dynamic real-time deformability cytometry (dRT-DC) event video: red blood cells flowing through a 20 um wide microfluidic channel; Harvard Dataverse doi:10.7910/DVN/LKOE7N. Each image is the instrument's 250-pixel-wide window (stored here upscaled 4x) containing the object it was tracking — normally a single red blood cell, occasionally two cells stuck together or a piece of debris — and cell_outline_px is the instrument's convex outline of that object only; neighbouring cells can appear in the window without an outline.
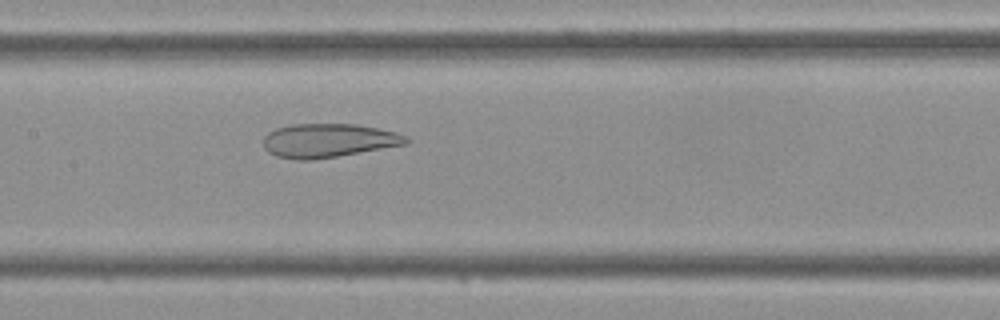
{"species": "Egyptian fruit bat (a non-hibernating species)", "species_latin": "Rousettus aegyptiacus", "temperature_condition": "cold", "stored_images_in_passage": 33, "camera_frame_rate_fps": 3000, "um_per_image_px": 0.085, "frame": {"image": 1, "passage_image": 14, "time_ms": 4.333, "image_size_px": [1000, 320], "cell_outline_px": [[412, 140], [408, 144], [336, 156], [308, 160], [300, 160], [276, 156], [268, 152], [264, 148], [264, 136], [268, 132], [276, 128], [292, 124], [356, 124], [396, 132], [408, 136]], "centroid_in_image_um": [27.93, 11.94], "position_along_channel_um": 179.5, "area_um2": 28.09}}
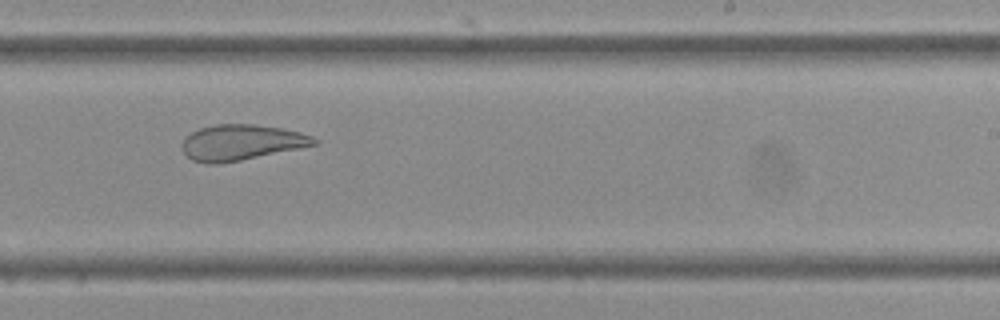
{"frame": {"image": 2, "passage_image": 20, "time_ms": 6.333, "image_size_px": [1000, 320], "cell_outline_px": [[320, 144], [220, 164], [208, 164], [192, 160], [180, 148], [180, 144], [192, 132], [200, 128], [216, 124], [252, 124], [280, 128], [300, 132], [312, 136], [320, 140]], "centroid_in_image_um": [20.52, 12.11], "position_along_channel_um": 268.5, "area_um2": 27.4}}
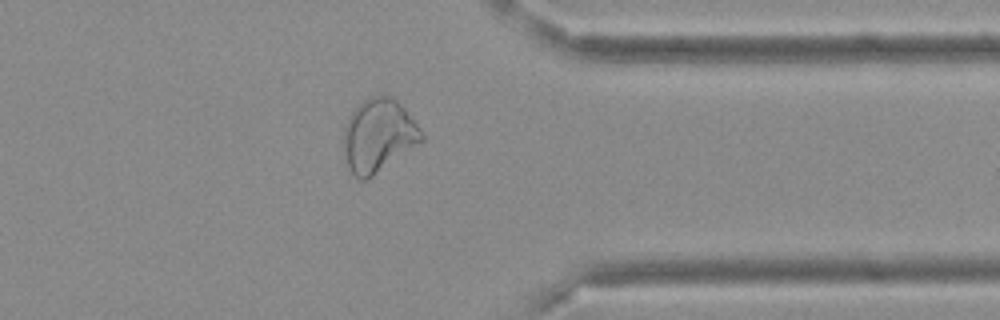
{"frame": {"image": 3, "passage_image": 28, "time_ms": 9.0, "image_size_px": [1000, 320], "cell_outline_px": [[424, 140], [368, 180], [360, 180], [348, 168], [344, 160], [344, 128], [348, 116], [364, 100], [372, 96], [388, 96], [396, 100], [404, 108], [420, 128], [424, 136]], "centroid_in_image_um": [32.15, 11.55], "position_along_channel_um": 379.2, "area_um2": 33.06}}